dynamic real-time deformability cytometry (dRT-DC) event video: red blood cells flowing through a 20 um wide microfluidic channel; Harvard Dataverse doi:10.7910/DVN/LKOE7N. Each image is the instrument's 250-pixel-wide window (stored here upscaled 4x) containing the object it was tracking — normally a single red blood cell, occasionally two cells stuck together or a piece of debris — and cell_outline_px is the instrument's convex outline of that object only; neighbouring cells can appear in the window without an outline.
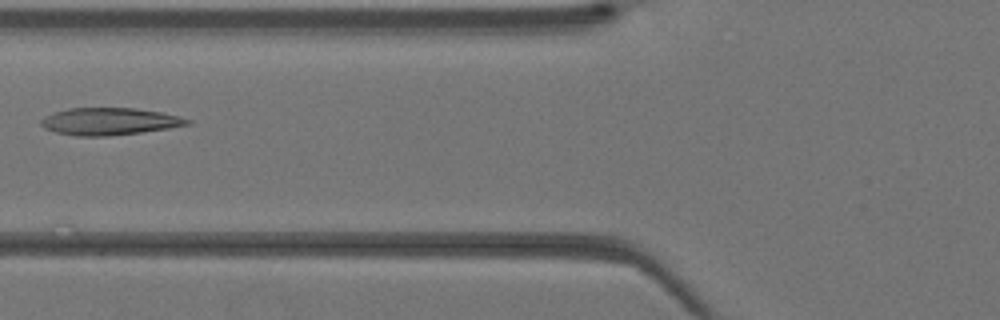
{"species": "Egyptian fruit bat (a non-hibernating species)", "species_latin": "Rousettus aegyptiacus", "temperature_condition": "warm", "stored_images_in_passage": 42, "camera_frame_rate_fps": 3000, "um_per_image_px": 0.085, "animal": {"sex": "female"}, "frame": {"image": 1, "passage_image": 17, "time_ms": 5.333, "image_size_px": [1000, 320], "cell_outline_px": [[192, 124], [168, 128], [140, 132], [108, 136], [76, 136], [56, 132], [44, 128], [40, 124], [40, 120], [44, 116], [68, 108], [136, 108], [160, 112], [192, 120]], "centroid_in_image_um": [9.28, 10.32], "position_along_channel_um": 116.5, "area_um2": 23.06}}
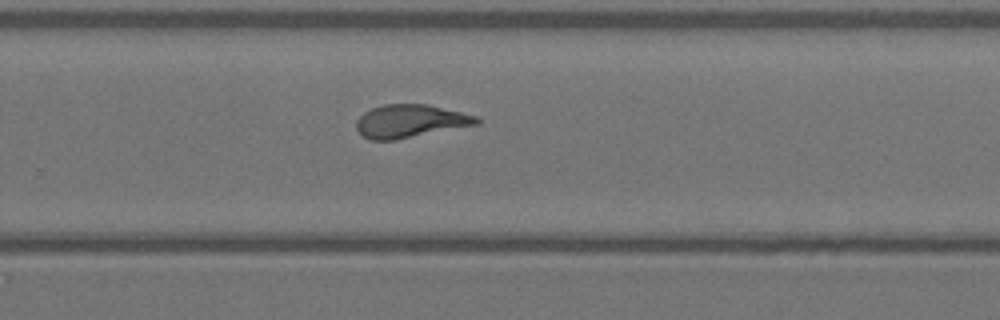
{"frame": {"image": 2, "passage_image": 28, "time_ms": 9.0, "image_size_px": [1000, 320], "cell_outline_px": [[480, 124], [396, 140], [372, 140], [364, 136], [356, 128], [356, 120], [364, 112], [372, 108], [384, 104], [428, 104], [476, 116], [480, 120]], "centroid_in_image_um": [34.87, 10.3], "position_along_channel_um": 294.9, "area_um2": 23.12}}
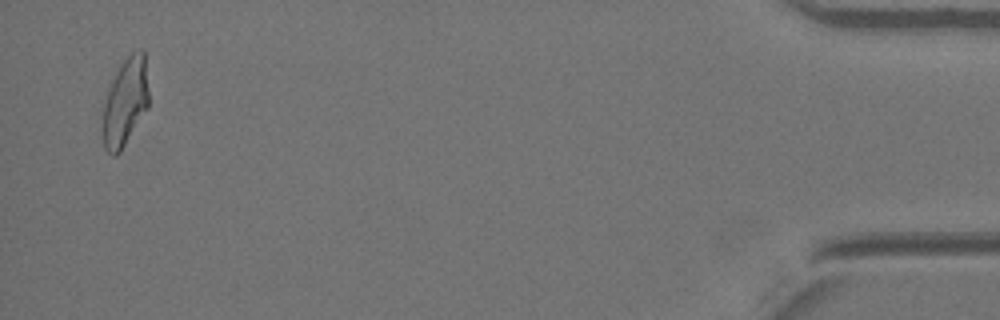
{"frame": {"image": 3, "passage_image": 41, "time_ms": 13.333, "image_size_px": [1000, 320], "cell_outline_px": [[148, 108], [120, 152], [116, 156], [112, 156], [104, 148], [100, 132], [100, 128], [104, 104], [108, 88], [116, 72], [124, 60], [132, 52], [140, 48], [144, 48], [148, 88]], "centroid_in_image_um": [10.62, 8.72], "position_along_channel_um": 424.6, "area_um2": 24.04}}